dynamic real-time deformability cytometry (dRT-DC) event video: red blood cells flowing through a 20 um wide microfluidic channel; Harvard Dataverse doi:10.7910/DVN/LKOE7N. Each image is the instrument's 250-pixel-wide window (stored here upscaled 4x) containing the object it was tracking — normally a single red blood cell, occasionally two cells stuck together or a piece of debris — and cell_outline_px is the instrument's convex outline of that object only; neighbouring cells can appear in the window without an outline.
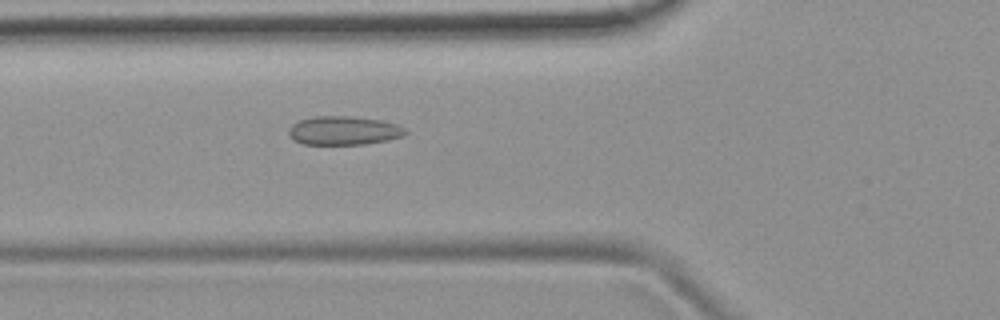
{"species": "common noctule bat (a hibernating species)", "species_latin": "Nyctalus noctula", "temperature_condition": "room temperature", "stored_images_in_passage": 52, "camera_frame_rate_fps": 3000, "um_per_image_px": 0.085, "animal": {"sex": "female", "body_mass_g": 19.9}, "frame": {"image": 1, "passage_image": 19, "time_ms": 6.0, "image_size_px": [1000, 320], "cell_outline_px": [[408, 132], [404, 136], [388, 140], [364, 144], [304, 144], [292, 140], [288, 136], [288, 128], [292, 124], [300, 120], [316, 116], [352, 116], [380, 120], [396, 124], [404, 128]], "centroid_in_image_um": [29.19, 11.1], "position_along_channel_um": 96.6, "area_um2": 19.65}}
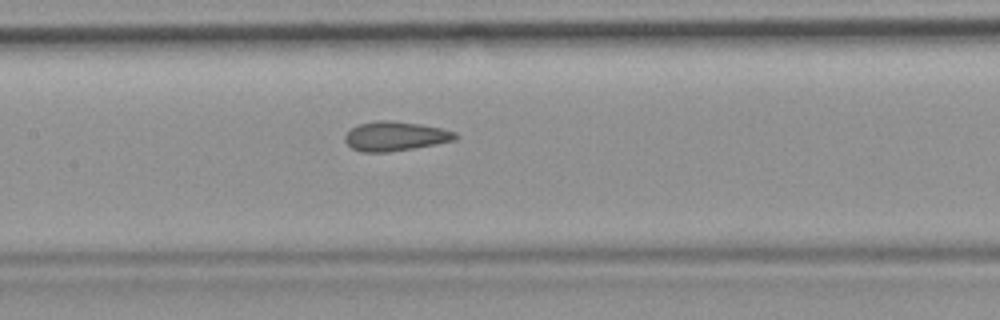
{"frame": {"image": 2, "passage_image": 25, "time_ms": 8.0, "image_size_px": [1000, 320], "cell_outline_px": [[460, 136], [456, 140], [412, 148], [388, 152], [360, 152], [352, 148], [344, 140], [344, 136], [352, 128], [360, 124], [380, 120], [392, 120], [420, 124], [440, 128], [456, 132]], "centroid_in_image_um": [33.61, 11.58], "position_along_channel_um": 173.8, "area_um2": 18.79}}
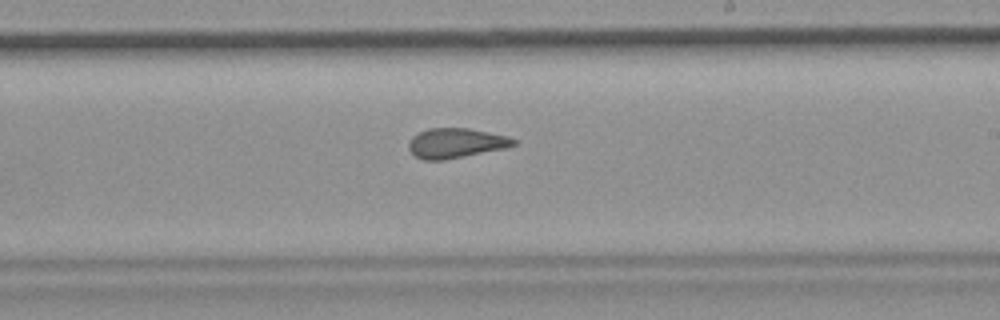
{"frame": {"image": 3, "passage_image": 31, "time_ms": 10.0, "image_size_px": [1000, 320], "cell_outline_px": [[516, 144], [504, 148], [444, 160], [424, 160], [416, 156], [408, 148], [408, 144], [412, 136], [428, 128], [468, 128], [508, 136], [516, 140]], "centroid_in_image_um": [38.73, 12.16], "position_along_channel_um": 250.3, "area_um2": 18.03}, "authors_computed_cell_mechanics": {"area_um2": 19.074, "velocity_mm_per_s": 3.8402, "shape_relaxation_time_tau1_ms": null, "shape_relaxation_time_tau2_ms": 1.538, "deformation_change_tau1": null, "deformation_change_tau2": 0.0748}}